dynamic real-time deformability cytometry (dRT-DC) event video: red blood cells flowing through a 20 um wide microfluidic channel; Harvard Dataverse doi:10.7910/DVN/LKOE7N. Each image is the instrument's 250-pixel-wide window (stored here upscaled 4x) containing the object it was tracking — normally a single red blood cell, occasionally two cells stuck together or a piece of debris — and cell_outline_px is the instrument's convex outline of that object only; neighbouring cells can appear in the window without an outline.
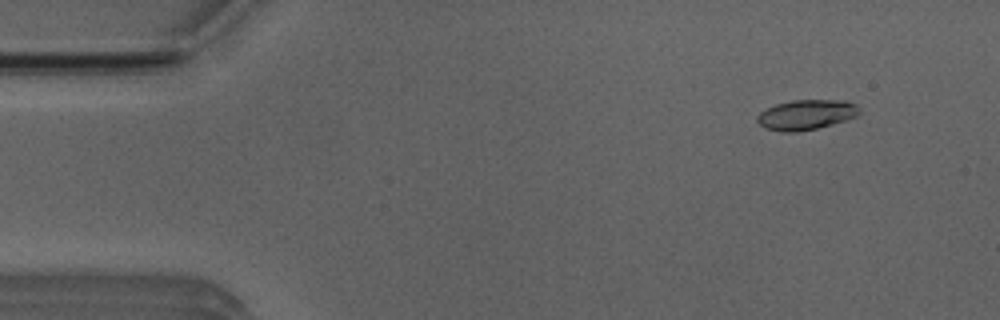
{"species": "Egyptian fruit bat (a non-hibernating species)", "species_latin": "Rousettus aegyptiacus", "temperature_condition": "room temperature", "stored_images_in_passage": 49, "camera_frame_rate_fps": 3000, "um_per_image_px": 0.085, "animal": {"sex": "male"}, "frame": {"image": 1, "passage_image": 3, "time_ms": 0.667, "image_size_px": [1000, 320], "cell_outline_px": [[860, 112], [856, 116], [832, 124], [800, 132], [780, 132], [764, 128], [756, 120], [756, 116], [760, 112], [776, 104], [792, 100], [848, 100], [856, 104], [860, 108]], "centroid_in_image_um": [68.52, 9.75], "position_along_channel_um": 16.5, "area_um2": 17.98}}
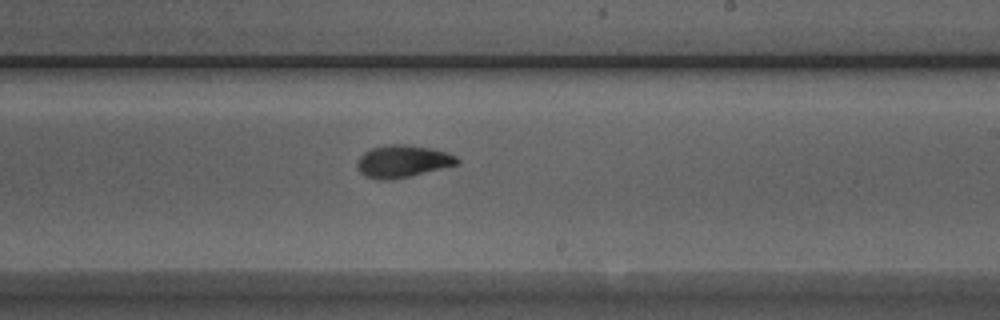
{"frame": {"image": 2, "passage_image": 28, "time_ms": 9.0, "image_size_px": [1000, 320], "cell_outline_px": [[460, 164], [412, 176], [392, 180], [376, 180], [364, 176], [356, 168], [356, 160], [364, 152], [372, 148], [388, 144], [404, 144], [428, 148], [448, 152], [456, 156], [460, 160]], "centroid_in_image_um": [34.21, 13.73], "position_along_channel_um": 254.8, "area_um2": 19.19}}
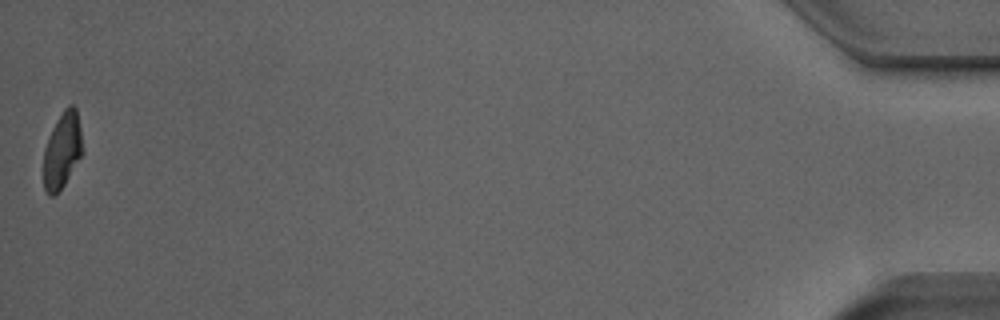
{"frame": {"image": 3, "passage_image": 49, "time_ms": 16.0, "image_size_px": [1000, 320], "cell_outline_px": [[84, 152], [64, 184], [52, 196], [48, 196], [44, 188], [44, 148], [52, 128], [56, 120], [64, 108], [68, 104], [72, 104], [76, 108], [80, 128]], "centroid_in_image_um": [5.3, 12.74], "position_along_channel_um": 429.9, "area_um2": 17.22}, "authors_computed_cell_mechanics": {"area_um2": 17.9758, "velocity_mm_per_s": 3.9874, "shape_relaxation_time_tau1_ms": 2.759, "shape_relaxation_time_tau2_ms": 1.7771, "deformation_change_tau1": 0.1441, "deformation_change_tau2": 0.0635}}